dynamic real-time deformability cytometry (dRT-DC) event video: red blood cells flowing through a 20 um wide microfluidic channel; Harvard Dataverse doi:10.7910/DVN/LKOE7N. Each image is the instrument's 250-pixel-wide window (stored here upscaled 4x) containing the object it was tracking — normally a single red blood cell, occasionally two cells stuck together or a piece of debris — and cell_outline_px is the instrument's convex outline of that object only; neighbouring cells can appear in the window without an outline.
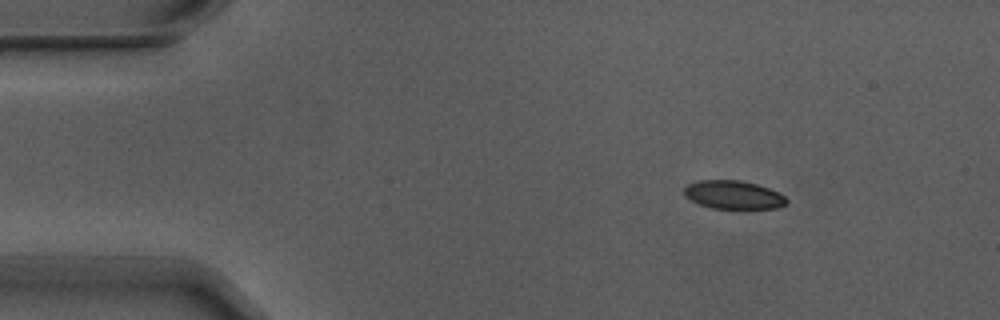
{"species": "Egyptian fruit bat (a non-hibernating species)", "species_latin": "Rousettus aegyptiacus", "temperature_condition": "warm", "stored_images_in_passage": 4, "segment_of_instrument_passage": [1, 2], "camera_frame_rate_fps": 3000, "um_per_image_px": 0.085, "animal": {"sex": "male"}, "frame": {"image": 1, "passage_image": 2, "time_ms": 0.333, "image_size_px": [1000, 320], "cell_outline_px": [[788, 204], [776, 208], [712, 208], [700, 204], [684, 196], [684, 188], [688, 184], [700, 180], [740, 180], [756, 184], [768, 188], [784, 196], [788, 200]], "centroid_in_image_um": [62.33, 16.55], "position_along_channel_um": 22.7, "area_um2": 16.76}}